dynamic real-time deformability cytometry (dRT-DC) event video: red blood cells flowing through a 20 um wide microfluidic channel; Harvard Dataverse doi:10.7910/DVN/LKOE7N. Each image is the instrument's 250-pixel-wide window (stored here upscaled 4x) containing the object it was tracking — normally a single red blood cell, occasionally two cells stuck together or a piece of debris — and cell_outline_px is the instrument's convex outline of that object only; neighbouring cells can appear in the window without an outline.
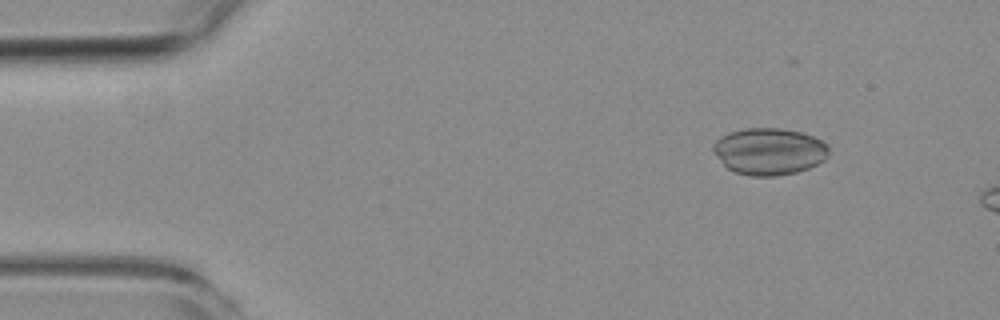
{"species": "common noctule bat (a hibernating species)", "species_latin": "Nyctalus noctula", "temperature_condition": "room temperature", "stored_images_in_passage": 4, "camera_frame_rate_fps": 3000, "um_per_image_px": 0.085, "animal": {"sex": "female", "body_mass_g": 19.3, "forearm_length_mm": 54.1}, "frame": {"image": 1, "passage_image": 2, "time_ms": 1.333, "image_size_px": [1000, 320], "cell_outline_px": [[828, 156], [824, 160], [808, 168], [796, 172], [776, 176], [748, 176], [732, 172], [724, 164], [712, 148], [712, 144], [720, 136], [728, 132], [744, 128], [780, 128], [800, 132], [812, 136], [828, 144]], "centroid_in_image_um": [65.36, 12.86], "position_along_channel_um": 19.6, "area_um2": 31.62}}